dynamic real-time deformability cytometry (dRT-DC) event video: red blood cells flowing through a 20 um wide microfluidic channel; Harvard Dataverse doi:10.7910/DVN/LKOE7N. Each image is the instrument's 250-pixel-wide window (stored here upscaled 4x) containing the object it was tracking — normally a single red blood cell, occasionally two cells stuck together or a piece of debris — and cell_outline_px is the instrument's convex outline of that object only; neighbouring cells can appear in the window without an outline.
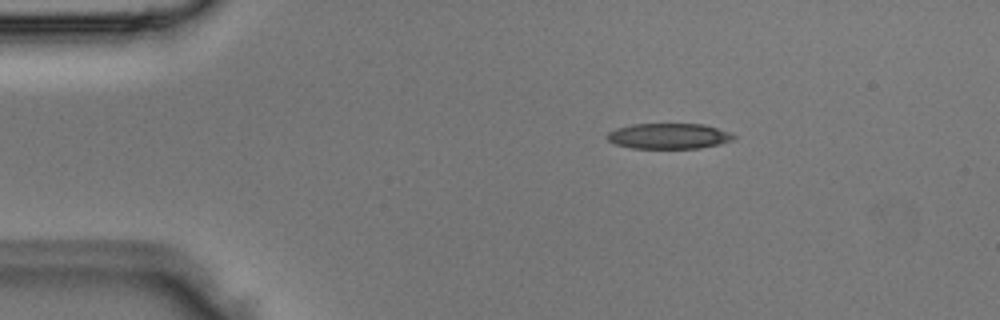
{"species": "Egyptian fruit bat (a non-hibernating species)", "species_latin": "Rousettus aegyptiacus", "temperature_condition": "room temperature", "stored_images_in_passage": 2, "camera_frame_rate_fps": 3000, "um_per_image_px": 0.085, "animal": {"sex": "male"}, "frame": {"image": 1, "passage_image": 1, "time_ms": 0.0, "image_size_px": [1000, 320], "cell_outline_px": [[736, 136], [732, 140], [720, 144], [700, 148], [632, 148], [616, 144], [608, 140], [604, 136], [608, 132], [616, 128], [632, 124], [704, 124], [732, 132]], "centroid_in_image_um": [56.85, 11.56], "position_along_channel_um": 28.1, "area_um2": 18.96}}